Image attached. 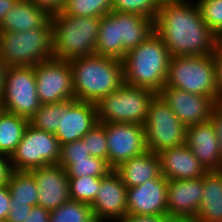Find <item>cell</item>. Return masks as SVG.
<instances>
[{
  "label": "cell",
  "mask_w": 222,
  "mask_h": 222,
  "mask_svg": "<svg viewBox=\"0 0 222 222\" xmlns=\"http://www.w3.org/2000/svg\"><path fill=\"white\" fill-rule=\"evenodd\" d=\"M90 206L94 217L107 222H121L127 216V187L114 169L101 177L97 195Z\"/></svg>",
  "instance_id": "9a60e30c"
},
{
  "label": "cell",
  "mask_w": 222,
  "mask_h": 222,
  "mask_svg": "<svg viewBox=\"0 0 222 222\" xmlns=\"http://www.w3.org/2000/svg\"><path fill=\"white\" fill-rule=\"evenodd\" d=\"M28 125L29 119L0 108V153L11 156Z\"/></svg>",
  "instance_id": "d4e9b609"
},
{
  "label": "cell",
  "mask_w": 222,
  "mask_h": 222,
  "mask_svg": "<svg viewBox=\"0 0 222 222\" xmlns=\"http://www.w3.org/2000/svg\"><path fill=\"white\" fill-rule=\"evenodd\" d=\"M185 144L207 171L222 170L218 140L210 119L186 127Z\"/></svg>",
  "instance_id": "ffe728a7"
},
{
  "label": "cell",
  "mask_w": 222,
  "mask_h": 222,
  "mask_svg": "<svg viewBox=\"0 0 222 222\" xmlns=\"http://www.w3.org/2000/svg\"><path fill=\"white\" fill-rule=\"evenodd\" d=\"M202 19L215 33L222 26V0H195Z\"/></svg>",
  "instance_id": "836d02e7"
},
{
  "label": "cell",
  "mask_w": 222,
  "mask_h": 222,
  "mask_svg": "<svg viewBox=\"0 0 222 222\" xmlns=\"http://www.w3.org/2000/svg\"><path fill=\"white\" fill-rule=\"evenodd\" d=\"M167 182L159 178L127 188V215H165L167 213Z\"/></svg>",
  "instance_id": "ac0fdd59"
},
{
  "label": "cell",
  "mask_w": 222,
  "mask_h": 222,
  "mask_svg": "<svg viewBox=\"0 0 222 222\" xmlns=\"http://www.w3.org/2000/svg\"><path fill=\"white\" fill-rule=\"evenodd\" d=\"M171 55L161 38L154 33L126 53L123 59L124 83L146 88L158 94L165 86Z\"/></svg>",
  "instance_id": "277c9868"
},
{
  "label": "cell",
  "mask_w": 222,
  "mask_h": 222,
  "mask_svg": "<svg viewBox=\"0 0 222 222\" xmlns=\"http://www.w3.org/2000/svg\"><path fill=\"white\" fill-rule=\"evenodd\" d=\"M210 120L216 132L219 145V155L222 161V101L214 106Z\"/></svg>",
  "instance_id": "d590c367"
},
{
  "label": "cell",
  "mask_w": 222,
  "mask_h": 222,
  "mask_svg": "<svg viewBox=\"0 0 222 222\" xmlns=\"http://www.w3.org/2000/svg\"><path fill=\"white\" fill-rule=\"evenodd\" d=\"M97 107L76 99L62 101L61 125L54 134L60 145L80 140L96 124Z\"/></svg>",
  "instance_id": "e0dca14e"
},
{
  "label": "cell",
  "mask_w": 222,
  "mask_h": 222,
  "mask_svg": "<svg viewBox=\"0 0 222 222\" xmlns=\"http://www.w3.org/2000/svg\"><path fill=\"white\" fill-rule=\"evenodd\" d=\"M217 50L222 54V41L217 45Z\"/></svg>",
  "instance_id": "c3c4849f"
},
{
  "label": "cell",
  "mask_w": 222,
  "mask_h": 222,
  "mask_svg": "<svg viewBox=\"0 0 222 222\" xmlns=\"http://www.w3.org/2000/svg\"><path fill=\"white\" fill-rule=\"evenodd\" d=\"M6 69H7L6 63L0 57V100H1L2 90H3Z\"/></svg>",
  "instance_id": "f6af8a7d"
},
{
  "label": "cell",
  "mask_w": 222,
  "mask_h": 222,
  "mask_svg": "<svg viewBox=\"0 0 222 222\" xmlns=\"http://www.w3.org/2000/svg\"><path fill=\"white\" fill-rule=\"evenodd\" d=\"M0 57L7 67L35 66L52 59L51 19L30 31L0 32Z\"/></svg>",
  "instance_id": "8992f818"
},
{
  "label": "cell",
  "mask_w": 222,
  "mask_h": 222,
  "mask_svg": "<svg viewBox=\"0 0 222 222\" xmlns=\"http://www.w3.org/2000/svg\"><path fill=\"white\" fill-rule=\"evenodd\" d=\"M10 210L6 222H22L31 212L33 206L21 203H10Z\"/></svg>",
  "instance_id": "8d00e7d4"
},
{
  "label": "cell",
  "mask_w": 222,
  "mask_h": 222,
  "mask_svg": "<svg viewBox=\"0 0 222 222\" xmlns=\"http://www.w3.org/2000/svg\"><path fill=\"white\" fill-rule=\"evenodd\" d=\"M113 170L104 159L89 156L86 159L75 160L65 168L68 178L93 176L104 177Z\"/></svg>",
  "instance_id": "f546056e"
},
{
  "label": "cell",
  "mask_w": 222,
  "mask_h": 222,
  "mask_svg": "<svg viewBox=\"0 0 222 222\" xmlns=\"http://www.w3.org/2000/svg\"><path fill=\"white\" fill-rule=\"evenodd\" d=\"M155 33V20L133 13L111 11L102 16L95 55L120 61Z\"/></svg>",
  "instance_id": "7a4b0ae2"
},
{
  "label": "cell",
  "mask_w": 222,
  "mask_h": 222,
  "mask_svg": "<svg viewBox=\"0 0 222 222\" xmlns=\"http://www.w3.org/2000/svg\"><path fill=\"white\" fill-rule=\"evenodd\" d=\"M29 172L34 176L39 192L37 206L52 211L71 200L69 179L61 165H48Z\"/></svg>",
  "instance_id": "d6986e66"
},
{
  "label": "cell",
  "mask_w": 222,
  "mask_h": 222,
  "mask_svg": "<svg viewBox=\"0 0 222 222\" xmlns=\"http://www.w3.org/2000/svg\"><path fill=\"white\" fill-rule=\"evenodd\" d=\"M163 0H111L112 11L133 13L155 20Z\"/></svg>",
  "instance_id": "1f68e13d"
},
{
  "label": "cell",
  "mask_w": 222,
  "mask_h": 222,
  "mask_svg": "<svg viewBox=\"0 0 222 222\" xmlns=\"http://www.w3.org/2000/svg\"><path fill=\"white\" fill-rule=\"evenodd\" d=\"M11 195L7 185L0 186V222H6L10 210Z\"/></svg>",
  "instance_id": "f35d334b"
},
{
  "label": "cell",
  "mask_w": 222,
  "mask_h": 222,
  "mask_svg": "<svg viewBox=\"0 0 222 222\" xmlns=\"http://www.w3.org/2000/svg\"><path fill=\"white\" fill-rule=\"evenodd\" d=\"M155 93L125 83L97 104L98 123H134L144 125L150 100Z\"/></svg>",
  "instance_id": "ba28073f"
},
{
  "label": "cell",
  "mask_w": 222,
  "mask_h": 222,
  "mask_svg": "<svg viewBox=\"0 0 222 222\" xmlns=\"http://www.w3.org/2000/svg\"><path fill=\"white\" fill-rule=\"evenodd\" d=\"M90 156L86 148V142L82 139L73 142L64 143L60 146V156L57 164L64 169L75 160L86 159Z\"/></svg>",
  "instance_id": "e575fe53"
},
{
  "label": "cell",
  "mask_w": 222,
  "mask_h": 222,
  "mask_svg": "<svg viewBox=\"0 0 222 222\" xmlns=\"http://www.w3.org/2000/svg\"><path fill=\"white\" fill-rule=\"evenodd\" d=\"M60 146L53 133L28 125L22 140L10 156L11 169L31 171L39 167L55 165L60 156Z\"/></svg>",
  "instance_id": "8fae6325"
},
{
  "label": "cell",
  "mask_w": 222,
  "mask_h": 222,
  "mask_svg": "<svg viewBox=\"0 0 222 222\" xmlns=\"http://www.w3.org/2000/svg\"><path fill=\"white\" fill-rule=\"evenodd\" d=\"M69 179L71 200L91 205L101 184V177L82 176Z\"/></svg>",
  "instance_id": "4dcf8cb0"
},
{
  "label": "cell",
  "mask_w": 222,
  "mask_h": 222,
  "mask_svg": "<svg viewBox=\"0 0 222 222\" xmlns=\"http://www.w3.org/2000/svg\"><path fill=\"white\" fill-rule=\"evenodd\" d=\"M62 102L41 104L29 119V125L35 129L55 134L61 125Z\"/></svg>",
  "instance_id": "4316f807"
},
{
  "label": "cell",
  "mask_w": 222,
  "mask_h": 222,
  "mask_svg": "<svg viewBox=\"0 0 222 222\" xmlns=\"http://www.w3.org/2000/svg\"><path fill=\"white\" fill-rule=\"evenodd\" d=\"M155 33L171 57L214 55L217 50L215 33L203 21L194 0H163Z\"/></svg>",
  "instance_id": "6da1fadb"
},
{
  "label": "cell",
  "mask_w": 222,
  "mask_h": 222,
  "mask_svg": "<svg viewBox=\"0 0 222 222\" xmlns=\"http://www.w3.org/2000/svg\"><path fill=\"white\" fill-rule=\"evenodd\" d=\"M108 145V164L112 169L146 152L144 125L134 123H102Z\"/></svg>",
  "instance_id": "4fadbf2b"
},
{
  "label": "cell",
  "mask_w": 222,
  "mask_h": 222,
  "mask_svg": "<svg viewBox=\"0 0 222 222\" xmlns=\"http://www.w3.org/2000/svg\"><path fill=\"white\" fill-rule=\"evenodd\" d=\"M93 217L89 204L69 200L50 211L49 222H88Z\"/></svg>",
  "instance_id": "f1b7e54d"
},
{
  "label": "cell",
  "mask_w": 222,
  "mask_h": 222,
  "mask_svg": "<svg viewBox=\"0 0 222 222\" xmlns=\"http://www.w3.org/2000/svg\"><path fill=\"white\" fill-rule=\"evenodd\" d=\"M40 105L33 66L7 67L0 108L30 119Z\"/></svg>",
  "instance_id": "30bf717a"
},
{
  "label": "cell",
  "mask_w": 222,
  "mask_h": 222,
  "mask_svg": "<svg viewBox=\"0 0 222 222\" xmlns=\"http://www.w3.org/2000/svg\"><path fill=\"white\" fill-rule=\"evenodd\" d=\"M203 177L168 180L167 213L172 221L194 222L202 201Z\"/></svg>",
  "instance_id": "5bb4252c"
},
{
  "label": "cell",
  "mask_w": 222,
  "mask_h": 222,
  "mask_svg": "<svg viewBox=\"0 0 222 222\" xmlns=\"http://www.w3.org/2000/svg\"><path fill=\"white\" fill-rule=\"evenodd\" d=\"M121 222H172L165 215H127Z\"/></svg>",
  "instance_id": "60d3db41"
},
{
  "label": "cell",
  "mask_w": 222,
  "mask_h": 222,
  "mask_svg": "<svg viewBox=\"0 0 222 222\" xmlns=\"http://www.w3.org/2000/svg\"><path fill=\"white\" fill-rule=\"evenodd\" d=\"M51 16L29 0H18L5 15L0 32L30 31L43 25Z\"/></svg>",
  "instance_id": "603a6c76"
},
{
  "label": "cell",
  "mask_w": 222,
  "mask_h": 222,
  "mask_svg": "<svg viewBox=\"0 0 222 222\" xmlns=\"http://www.w3.org/2000/svg\"><path fill=\"white\" fill-rule=\"evenodd\" d=\"M158 156L161 175L167 180L197 179L207 172L186 144L161 150Z\"/></svg>",
  "instance_id": "44dd1931"
},
{
  "label": "cell",
  "mask_w": 222,
  "mask_h": 222,
  "mask_svg": "<svg viewBox=\"0 0 222 222\" xmlns=\"http://www.w3.org/2000/svg\"><path fill=\"white\" fill-rule=\"evenodd\" d=\"M112 11L111 0H66L62 12L80 17H102Z\"/></svg>",
  "instance_id": "83f0119b"
},
{
  "label": "cell",
  "mask_w": 222,
  "mask_h": 222,
  "mask_svg": "<svg viewBox=\"0 0 222 222\" xmlns=\"http://www.w3.org/2000/svg\"><path fill=\"white\" fill-rule=\"evenodd\" d=\"M165 86L213 98L217 103L216 67L213 55L171 57Z\"/></svg>",
  "instance_id": "52a82bcc"
},
{
  "label": "cell",
  "mask_w": 222,
  "mask_h": 222,
  "mask_svg": "<svg viewBox=\"0 0 222 222\" xmlns=\"http://www.w3.org/2000/svg\"><path fill=\"white\" fill-rule=\"evenodd\" d=\"M50 211L41 207L33 206L31 212L23 219L22 222H49Z\"/></svg>",
  "instance_id": "ab89813d"
},
{
  "label": "cell",
  "mask_w": 222,
  "mask_h": 222,
  "mask_svg": "<svg viewBox=\"0 0 222 222\" xmlns=\"http://www.w3.org/2000/svg\"><path fill=\"white\" fill-rule=\"evenodd\" d=\"M144 129L147 149L153 153L185 144L186 127L159 94L150 100Z\"/></svg>",
  "instance_id": "9c48e42d"
},
{
  "label": "cell",
  "mask_w": 222,
  "mask_h": 222,
  "mask_svg": "<svg viewBox=\"0 0 222 222\" xmlns=\"http://www.w3.org/2000/svg\"><path fill=\"white\" fill-rule=\"evenodd\" d=\"M114 170L127 188L136 187L161 176L160 158L158 153L147 150L121 163Z\"/></svg>",
  "instance_id": "7402d4cb"
},
{
  "label": "cell",
  "mask_w": 222,
  "mask_h": 222,
  "mask_svg": "<svg viewBox=\"0 0 222 222\" xmlns=\"http://www.w3.org/2000/svg\"><path fill=\"white\" fill-rule=\"evenodd\" d=\"M213 57L216 67V80L219 100L222 101V54L218 50H216Z\"/></svg>",
  "instance_id": "7bdbcfd3"
},
{
  "label": "cell",
  "mask_w": 222,
  "mask_h": 222,
  "mask_svg": "<svg viewBox=\"0 0 222 222\" xmlns=\"http://www.w3.org/2000/svg\"><path fill=\"white\" fill-rule=\"evenodd\" d=\"M74 99L97 104L124 84L123 61L92 55L69 61Z\"/></svg>",
  "instance_id": "3957f363"
},
{
  "label": "cell",
  "mask_w": 222,
  "mask_h": 222,
  "mask_svg": "<svg viewBox=\"0 0 222 222\" xmlns=\"http://www.w3.org/2000/svg\"><path fill=\"white\" fill-rule=\"evenodd\" d=\"M31 3L44 9L50 16L62 11L66 0H29Z\"/></svg>",
  "instance_id": "74e56055"
},
{
  "label": "cell",
  "mask_w": 222,
  "mask_h": 222,
  "mask_svg": "<svg viewBox=\"0 0 222 222\" xmlns=\"http://www.w3.org/2000/svg\"><path fill=\"white\" fill-rule=\"evenodd\" d=\"M7 187L11 195L10 203L37 206L39 192L34 176L29 171L12 170Z\"/></svg>",
  "instance_id": "484cf974"
},
{
  "label": "cell",
  "mask_w": 222,
  "mask_h": 222,
  "mask_svg": "<svg viewBox=\"0 0 222 222\" xmlns=\"http://www.w3.org/2000/svg\"><path fill=\"white\" fill-rule=\"evenodd\" d=\"M86 142L90 156L104 159L108 162V145L106 140L105 126L96 123L82 138Z\"/></svg>",
  "instance_id": "d6a6232c"
},
{
  "label": "cell",
  "mask_w": 222,
  "mask_h": 222,
  "mask_svg": "<svg viewBox=\"0 0 222 222\" xmlns=\"http://www.w3.org/2000/svg\"><path fill=\"white\" fill-rule=\"evenodd\" d=\"M215 40L217 45L222 41V26L215 32Z\"/></svg>",
  "instance_id": "bcb514c9"
},
{
  "label": "cell",
  "mask_w": 222,
  "mask_h": 222,
  "mask_svg": "<svg viewBox=\"0 0 222 222\" xmlns=\"http://www.w3.org/2000/svg\"><path fill=\"white\" fill-rule=\"evenodd\" d=\"M50 19L53 58L70 61L95 55L101 17L66 15L61 11Z\"/></svg>",
  "instance_id": "5b68a950"
},
{
  "label": "cell",
  "mask_w": 222,
  "mask_h": 222,
  "mask_svg": "<svg viewBox=\"0 0 222 222\" xmlns=\"http://www.w3.org/2000/svg\"><path fill=\"white\" fill-rule=\"evenodd\" d=\"M11 171L10 156L0 153V186L7 185Z\"/></svg>",
  "instance_id": "b9f144b4"
},
{
  "label": "cell",
  "mask_w": 222,
  "mask_h": 222,
  "mask_svg": "<svg viewBox=\"0 0 222 222\" xmlns=\"http://www.w3.org/2000/svg\"><path fill=\"white\" fill-rule=\"evenodd\" d=\"M185 127L210 119L217 102L204 95H197L177 88L164 86L158 93Z\"/></svg>",
  "instance_id": "2e32d148"
},
{
  "label": "cell",
  "mask_w": 222,
  "mask_h": 222,
  "mask_svg": "<svg viewBox=\"0 0 222 222\" xmlns=\"http://www.w3.org/2000/svg\"><path fill=\"white\" fill-rule=\"evenodd\" d=\"M18 0H0V24L8 11L15 6Z\"/></svg>",
  "instance_id": "ee69618b"
},
{
  "label": "cell",
  "mask_w": 222,
  "mask_h": 222,
  "mask_svg": "<svg viewBox=\"0 0 222 222\" xmlns=\"http://www.w3.org/2000/svg\"><path fill=\"white\" fill-rule=\"evenodd\" d=\"M34 68L39 102L58 103L74 99L72 70L69 61L52 58Z\"/></svg>",
  "instance_id": "7c38bea8"
},
{
  "label": "cell",
  "mask_w": 222,
  "mask_h": 222,
  "mask_svg": "<svg viewBox=\"0 0 222 222\" xmlns=\"http://www.w3.org/2000/svg\"><path fill=\"white\" fill-rule=\"evenodd\" d=\"M88 222H107V221L100 220L99 218L93 216Z\"/></svg>",
  "instance_id": "7dc6e473"
},
{
  "label": "cell",
  "mask_w": 222,
  "mask_h": 222,
  "mask_svg": "<svg viewBox=\"0 0 222 222\" xmlns=\"http://www.w3.org/2000/svg\"><path fill=\"white\" fill-rule=\"evenodd\" d=\"M202 194L194 222H222V170L204 174Z\"/></svg>",
  "instance_id": "cb8c5ba5"
}]
</instances>
